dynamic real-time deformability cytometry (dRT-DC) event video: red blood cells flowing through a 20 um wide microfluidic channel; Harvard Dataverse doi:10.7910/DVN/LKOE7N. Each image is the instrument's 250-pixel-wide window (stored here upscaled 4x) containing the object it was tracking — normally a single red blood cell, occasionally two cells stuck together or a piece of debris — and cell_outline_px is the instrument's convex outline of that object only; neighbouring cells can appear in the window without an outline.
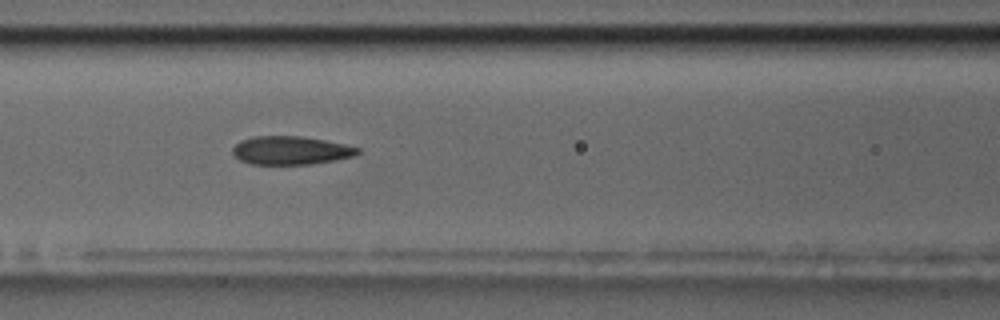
{"species": "common noctule bat (a hibernating species)", "species_latin": "Nyctalus noctula", "temperature_condition": "room temperature", "stored_images_in_passage": 37, "camera_frame_rate_fps": 3000, "um_per_image_px": 0.085, "animal": {"sex": "male", "body_mass_g": 17.5, "forearm_length_mm": 52.3}, "frame": {"image": 1, "passage_image": 10, "time_ms": 3.0, "image_size_px": [1000, 320], "cell_outline_px": [[360, 152], [352, 156], [336, 160], [312, 164], [252, 164], [240, 160], [232, 152], [232, 148], [240, 140], [252, 136], [300, 136], [324, 140], [344, 144], [360, 148]], "centroid_in_image_um": [24.7, 12.78], "position_along_channel_um": 141.9, "area_um2": 20.63}}
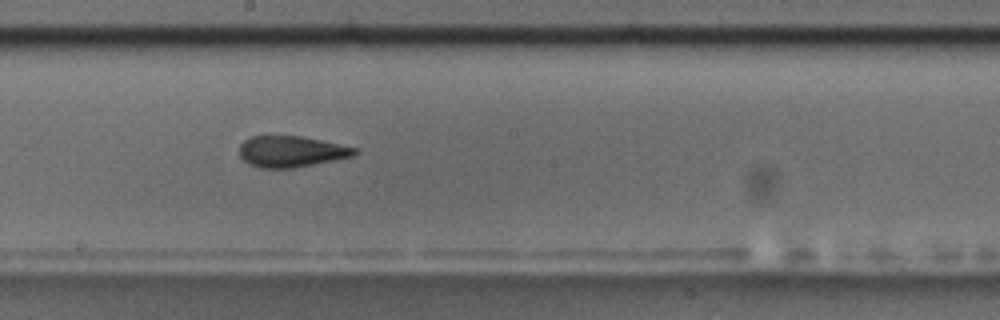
{"frame": {"image": 2, "passage_image": 17, "time_ms": 5.333, "image_size_px": [1000, 320], "cell_outline_px": [[360, 152], [352, 156], [292, 168], [256, 168], [248, 164], [240, 156], [240, 144], [244, 140], [252, 136], [300, 136], [360, 148]], "centroid_in_image_um": [24.75, 12.88], "position_along_channel_um": 223.5, "area_um2": 20.87}}
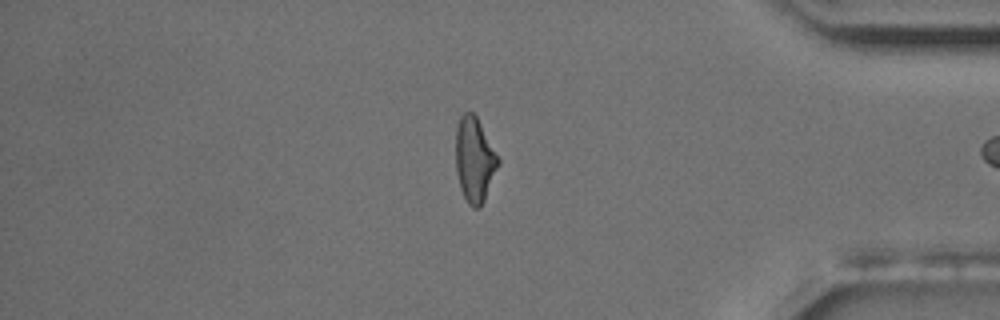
{"frame": {"image": 3, "passage_image": 34, "time_ms": 11.0, "image_size_px": [1000, 320], "cell_outline_px": [[500, 164], [484, 200], [480, 208], [472, 208], [468, 204], [460, 188], [456, 172], [456, 128], [460, 116], [464, 112], [472, 112], [476, 116], [500, 160]], "centroid_in_image_um": [40.33, 13.6], "position_along_channel_um": 394.9, "area_um2": 20.92}, "authors_computed_cell_mechanics": {"area_um2": 21.097, "velocity_mm_per_s": 3.5152, "shape_relaxation_time_tau1_ms": 5.9776, "shape_relaxation_time_tau2_ms": 2.2268, "deformation_change_tau1": 0.1676, "deformation_change_tau2": 0.095}}